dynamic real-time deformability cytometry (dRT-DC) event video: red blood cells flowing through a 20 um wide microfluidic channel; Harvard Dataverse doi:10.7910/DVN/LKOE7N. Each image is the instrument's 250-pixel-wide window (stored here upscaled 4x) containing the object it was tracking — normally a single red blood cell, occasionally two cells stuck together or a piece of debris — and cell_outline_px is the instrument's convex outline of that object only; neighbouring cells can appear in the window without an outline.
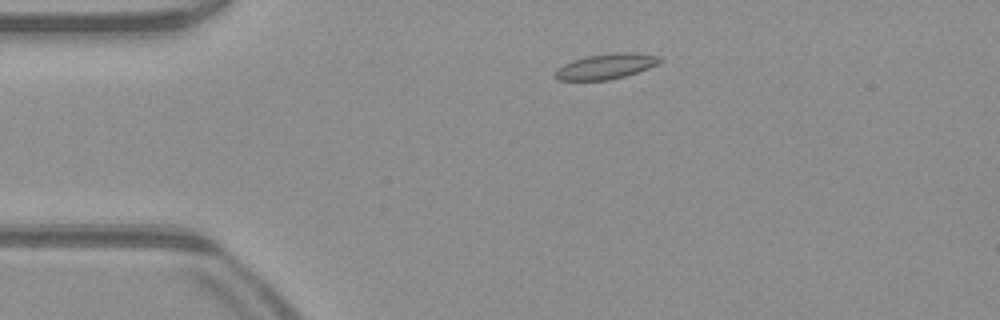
{"species": "common noctule bat (a hibernating species)", "species_latin": "Nyctalus noctula", "temperature_condition": "warm", "stored_images_in_passage": 43, "camera_frame_rate_fps": 3000, "um_per_image_px": 0.085, "animal": {"sex": "male", "body_mass_g": 23.1, "forearm_length_mm": 52.7}, "frame": {"image": 1, "passage_image": 3, "time_ms": 0.667, "image_size_px": [1000, 320], "cell_outline_px": [[664, 60], [648, 68], [624, 76], [608, 80], [560, 80], [556, 76], [556, 72], [564, 64], [572, 60], [588, 56], [616, 52], [632, 52], [660, 56]], "centroid_in_image_um": [51.56, 5.62], "position_along_channel_um": 33.4, "area_um2": 15.14}}
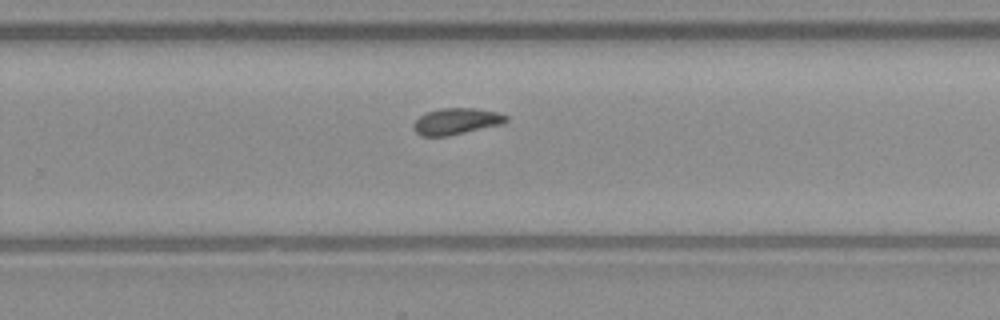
{"frame": {"image": 2, "passage_image": 25, "time_ms": 8.0, "image_size_px": [1000, 320], "cell_outline_px": [[508, 120], [504, 124], [448, 136], [420, 136], [412, 128], [412, 124], [420, 116], [428, 112], [440, 108], [476, 108], [496, 112], [508, 116]], "centroid_in_image_um": [38.79, 10.32], "position_along_channel_um": 291.0, "area_um2": 14.33}}
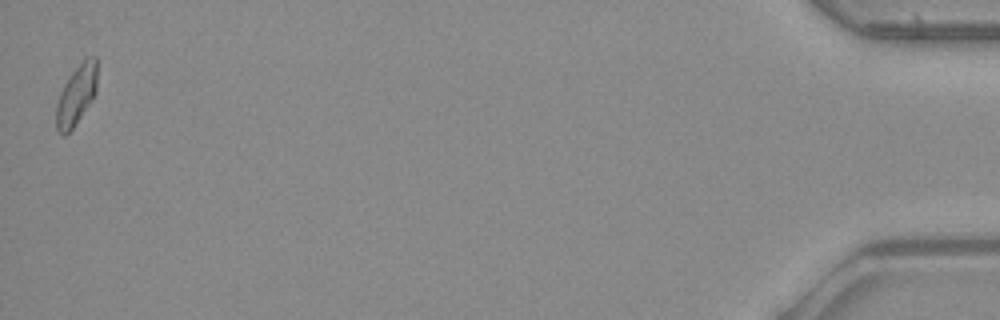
{"frame": {"image": 3, "passage_image": 43, "time_ms": 14.0, "image_size_px": [1000, 320], "cell_outline_px": [[96, 92], [92, 100], [72, 128], [64, 136], [56, 132], [56, 104], [60, 92], [64, 84], [72, 72], [88, 56], [96, 56]], "centroid_in_image_um": [6.47, 8.1], "position_along_channel_um": 428.7, "area_um2": 14.1}, "authors_computed_cell_mechanics": {"area_um2": 14.3922, "velocity_mm_per_s": 4.0455, "shape_relaxation_time_tau1_ms": null, "shape_relaxation_time_tau2_ms": 2.9672, "deformation_change_tau1": null, "deformation_change_tau2": 0.0617}}